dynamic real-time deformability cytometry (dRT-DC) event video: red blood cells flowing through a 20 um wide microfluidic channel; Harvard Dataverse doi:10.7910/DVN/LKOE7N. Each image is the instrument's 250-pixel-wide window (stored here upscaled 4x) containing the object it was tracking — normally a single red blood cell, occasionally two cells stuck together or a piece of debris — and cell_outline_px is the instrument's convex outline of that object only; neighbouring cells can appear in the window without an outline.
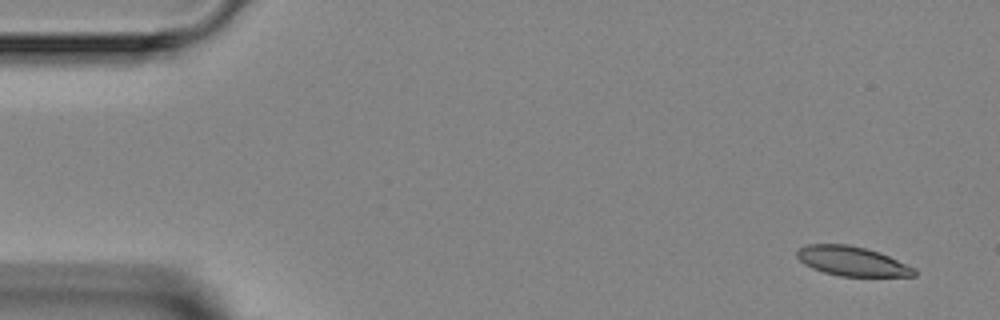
{"species": "Egyptian fruit bat (a non-hibernating species)", "species_latin": "Rousettus aegyptiacus", "temperature_condition": "room temperature", "stored_images_in_passage": 6, "camera_frame_rate_fps": 3000, "um_per_image_px": 0.085, "animal": {"sex": "female"}, "frame": {"image": 1, "passage_image": 1, "time_ms": 0.0, "image_size_px": [1000, 320], "cell_outline_px": [[916, 276], [840, 276], [824, 272], [812, 268], [804, 264], [796, 256], [796, 252], [800, 248], [808, 244], [848, 244], [880, 252], [916, 268]], "centroid_in_image_um": [72.43, 22.2], "position_along_channel_um": 12.6, "area_um2": 20.11}}